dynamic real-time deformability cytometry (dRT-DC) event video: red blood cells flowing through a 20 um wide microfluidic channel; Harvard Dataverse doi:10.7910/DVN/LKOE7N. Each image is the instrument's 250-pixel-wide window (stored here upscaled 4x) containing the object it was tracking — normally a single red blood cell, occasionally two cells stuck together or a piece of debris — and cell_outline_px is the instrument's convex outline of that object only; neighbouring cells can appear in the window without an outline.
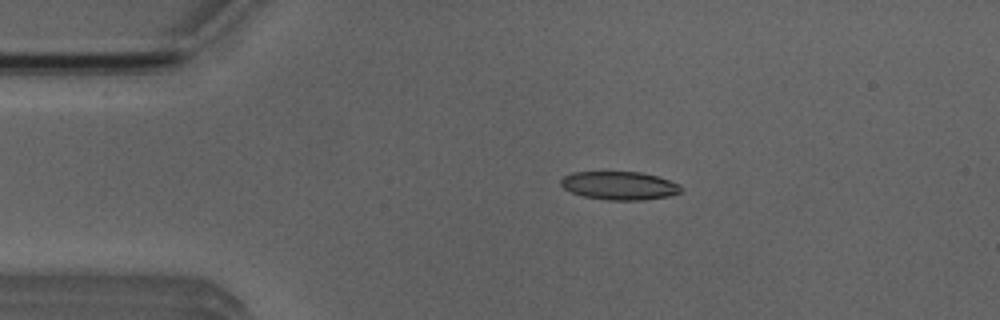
{"species": "Egyptian fruit bat (a non-hibernating species)", "species_latin": "Rousettus aegyptiacus", "temperature_condition": "room temperature", "stored_images_in_passage": 3, "camera_frame_rate_fps": 3000, "um_per_image_px": 0.085, "animal": {"sex": "male"}, "frame": {"image": 1, "passage_image": 1, "time_ms": 0.0, "image_size_px": [1000, 320], "cell_outline_px": [[680, 192], [668, 196], [644, 200], [608, 200], [584, 196], [572, 192], [564, 188], [560, 184], [560, 180], [564, 176], [572, 172], [640, 172], [656, 176], [680, 184]], "centroid_in_image_um": [52.63, 15.77], "position_along_channel_um": 32.4, "area_um2": 19.65}}